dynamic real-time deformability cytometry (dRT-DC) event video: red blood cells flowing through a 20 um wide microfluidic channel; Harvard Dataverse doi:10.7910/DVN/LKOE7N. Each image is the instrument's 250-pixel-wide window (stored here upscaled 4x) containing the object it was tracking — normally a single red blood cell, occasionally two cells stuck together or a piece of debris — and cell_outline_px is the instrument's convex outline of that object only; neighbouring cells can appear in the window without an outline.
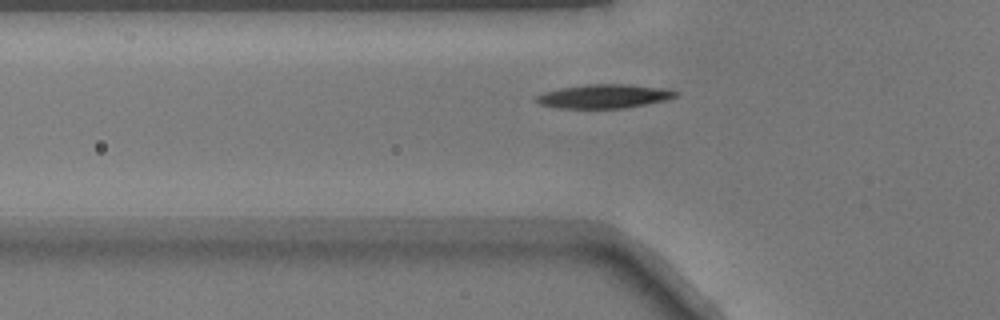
{"species": "common noctule bat (a hibernating species)", "species_latin": "Nyctalus noctula", "temperature_condition": "warm", "stored_images_in_passage": 34, "camera_frame_rate_fps": 3000, "um_per_image_px": 0.085, "animal": {"sex": "male", "body_mass_g": 17.9}, "frame": {"image": 1, "passage_image": 7, "time_ms": 2.0, "image_size_px": [1000, 320], "cell_outline_px": [[680, 92], [676, 96], [664, 100], [624, 108], [556, 108], [540, 104], [532, 100], [532, 96], [544, 92], [560, 88], [584, 84], [628, 84], [668, 88]], "centroid_in_image_um": [51.29, 8.17], "position_along_channel_um": 74.5, "area_um2": 19.65}}
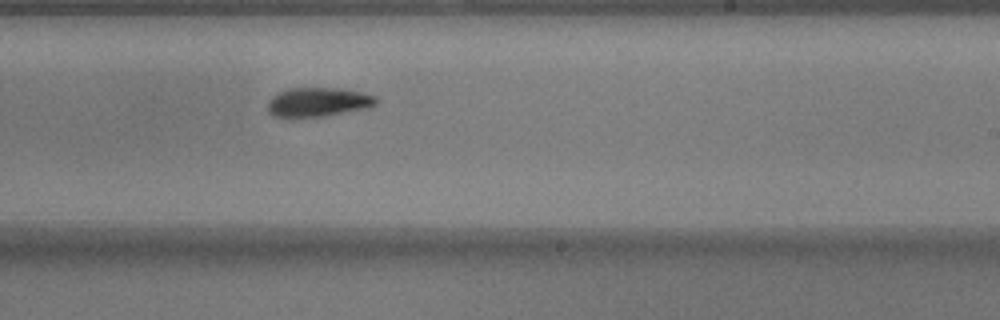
{"frame": {"image": 2, "passage_image": 21, "time_ms": 6.667, "image_size_px": [1000, 320], "cell_outline_px": [[376, 104], [372, 108], [324, 116], [288, 120], [272, 116], [268, 112], [268, 100], [276, 92], [288, 88], [332, 88], [360, 92], [376, 96]], "centroid_in_image_um": [26.96, 8.72], "position_along_channel_um": 262.0, "area_um2": 19.13}}
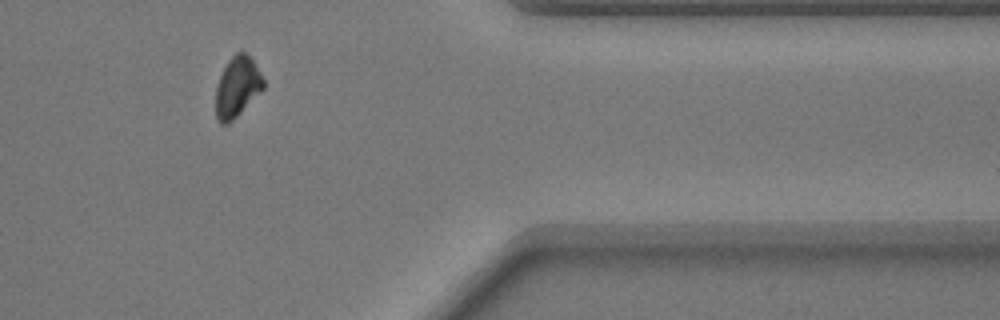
{"frame": {"image": 3, "passage_image": 32, "time_ms": 10.333, "image_size_px": [1000, 320], "cell_outline_px": [[264, 88], [228, 124], [220, 124], [216, 120], [216, 88], [220, 76], [228, 60], [236, 52], [244, 52], [252, 60], [260, 72], [264, 80]], "centroid_in_image_um": [20.15, 7.4], "position_along_channel_um": 391.3, "area_um2": 16.47}}